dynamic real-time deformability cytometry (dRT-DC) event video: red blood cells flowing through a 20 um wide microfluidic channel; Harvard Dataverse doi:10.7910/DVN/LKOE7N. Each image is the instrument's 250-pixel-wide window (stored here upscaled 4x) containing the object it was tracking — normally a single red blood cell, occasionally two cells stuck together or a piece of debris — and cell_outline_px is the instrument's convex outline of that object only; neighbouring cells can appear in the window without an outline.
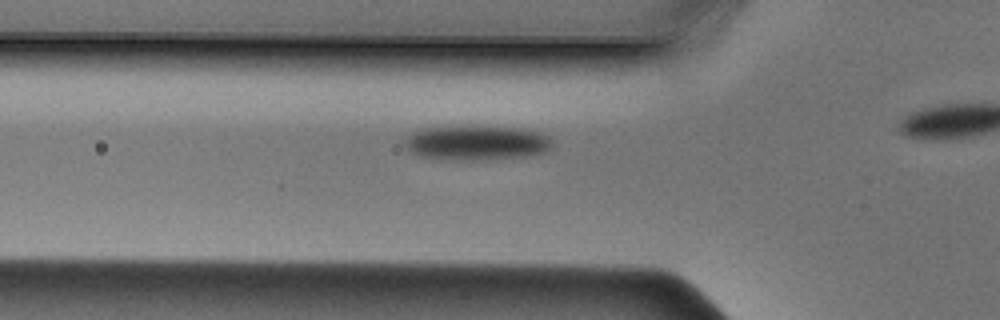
{"species": "Egyptian fruit bat (a non-hibernating species)", "species_latin": "Rousettus aegyptiacus", "temperature_condition": "cold", "stored_images_in_passage": 14, "camera_frame_rate_fps": 3000, "um_per_image_px": 0.085, "animal": {"sex": "male"}, "frame": {"image": 1, "passage_image": 12, "time_ms": 3.667, "image_size_px": [1000, 320], "cell_outline_px": [[552, 144], [544, 152], [524, 156], [472, 160], [424, 156], [408, 152], [404, 144], [404, 140], [412, 132], [424, 128], [468, 124], [524, 128], [544, 132], [548, 136]], "centroid_in_image_um": [40.51, 12.07], "position_along_channel_um": 85.3, "area_um2": 30.17}}